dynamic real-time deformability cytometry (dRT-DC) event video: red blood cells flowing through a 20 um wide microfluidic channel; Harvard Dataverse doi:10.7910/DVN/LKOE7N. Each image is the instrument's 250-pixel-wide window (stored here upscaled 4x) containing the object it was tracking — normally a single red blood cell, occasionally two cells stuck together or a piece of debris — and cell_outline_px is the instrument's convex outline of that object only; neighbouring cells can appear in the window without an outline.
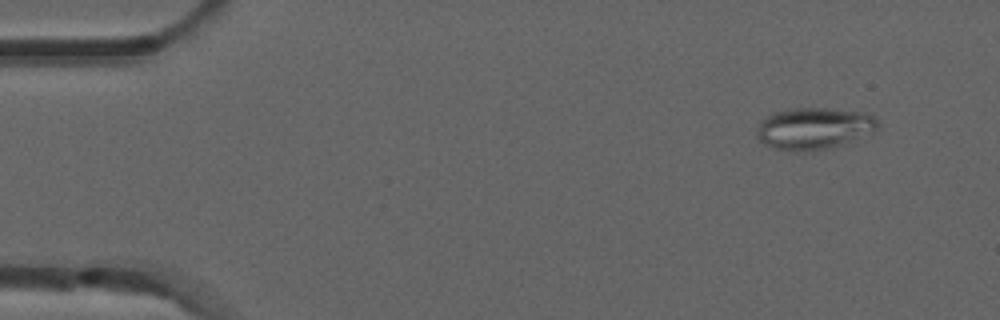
{"species": "common noctule bat (a hibernating species)", "species_latin": "Nyctalus noctula", "temperature_condition": "room temperature", "stored_images_in_passage": 4, "camera_frame_rate_fps": 3000, "um_per_image_px": 0.085, "animal": {"sex": "male", "forearm_length_mm": 52.5}, "frame": {"image": 1, "passage_image": 1, "time_ms": 0.0, "image_size_px": [1000, 320], "cell_outline_px": [[880, 124], [872, 136], [832, 148], [812, 152], [796, 152], [776, 148], [764, 144], [756, 136], [756, 132], [760, 120], [772, 112], [792, 108], [828, 108], [872, 112], [876, 116]], "centroid_in_image_um": [69.29, 10.92], "position_along_channel_um": 15.7, "area_um2": 30.81}}